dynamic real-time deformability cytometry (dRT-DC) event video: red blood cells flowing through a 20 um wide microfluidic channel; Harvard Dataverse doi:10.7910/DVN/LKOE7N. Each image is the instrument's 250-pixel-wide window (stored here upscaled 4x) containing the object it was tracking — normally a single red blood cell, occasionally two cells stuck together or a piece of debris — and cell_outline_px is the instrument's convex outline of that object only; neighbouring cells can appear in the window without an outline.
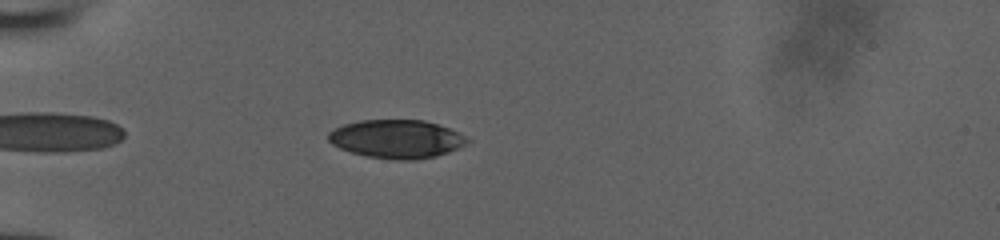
{"species": "human", "species_latin": "Homo sapiens", "temperature_condition": "room temperature", "stored_images_in_passage": 39, "camera_frame_rate_fps": 3000, "um_per_image_px": 0.085, "donor": {"sex": "male"}, "frame": {"image": 1, "passage_image": 4, "time_ms": 1.0, "image_size_px": [1000, 240], "cell_outline_px": [[468, 140], [464, 144], [448, 152], [436, 156], [412, 160], [400, 160], [368, 156], [352, 152], [340, 148], [332, 144], [328, 140], [328, 132], [344, 124], [360, 120], [424, 120], [448, 128], [464, 136]], "centroid_in_image_um": [33.66, 11.81], "position_along_channel_um": 51.3, "area_um2": 30.58}}
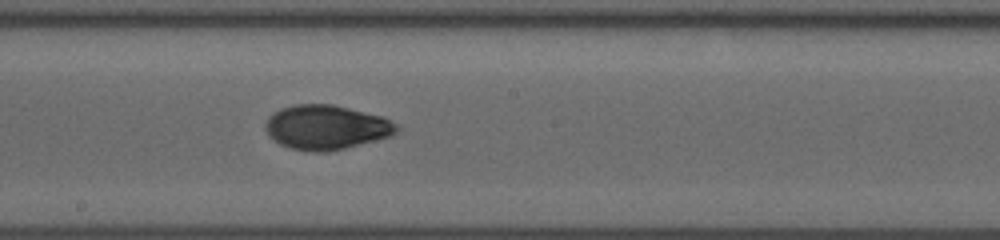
{"frame": {"image": 2, "passage_image": 18, "time_ms": 5.667, "image_size_px": [1000, 240], "cell_outline_px": [[400, 128], [392, 136], [328, 152], [316, 152], [288, 148], [272, 140], [268, 136], [264, 128], [264, 124], [268, 116], [272, 112], [280, 108], [296, 104], [332, 104], [384, 116], [396, 124]], "centroid_in_image_um": [27.69, 10.81], "position_along_channel_um": 220.5, "area_um2": 34.39}}
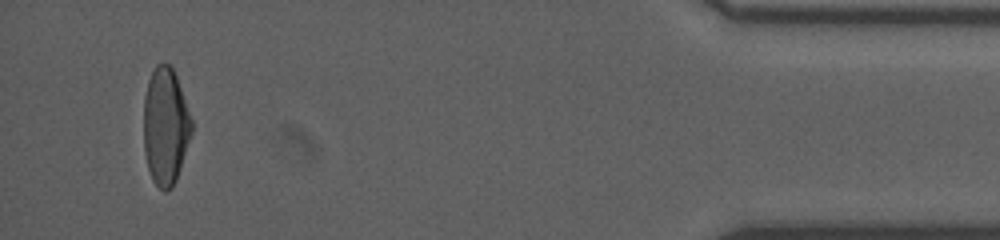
{"frame": {"image": 3, "passage_image": 37, "time_ms": 12.0, "image_size_px": [1000, 240], "cell_outline_px": [[192, 132], [176, 180], [172, 188], [164, 192], [152, 180], [148, 168], [144, 152], [144, 96], [148, 80], [156, 64], [168, 64], [172, 68], [176, 76], [192, 120]], "centroid_in_image_um": [14.05, 10.75], "position_along_channel_um": 421.1, "area_um2": 32.54}}